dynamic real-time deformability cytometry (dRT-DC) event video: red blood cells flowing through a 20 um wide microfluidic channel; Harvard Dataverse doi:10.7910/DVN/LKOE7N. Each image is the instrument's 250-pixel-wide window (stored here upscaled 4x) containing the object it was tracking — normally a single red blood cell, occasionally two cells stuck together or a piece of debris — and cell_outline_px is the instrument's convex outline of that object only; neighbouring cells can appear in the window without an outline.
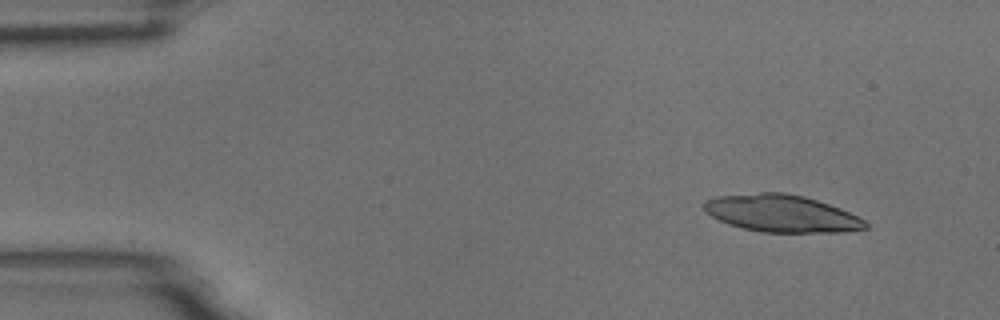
{"species": "common noctule bat (a hibernating species)", "species_latin": "Nyctalus noctula", "temperature_condition": "room temperature", "stored_images_in_passage": 10, "camera_frame_rate_fps": 3000, "um_per_image_px": 0.085, "animal": {"sex": "male", "body_mass_g": 18.8}, "frame": {"image": 1, "passage_image": 2, "time_ms": 0.333, "image_size_px": [1000, 320], "cell_outline_px": [[868, 228], [844, 232], [760, 232], [728, 224], [712, 216], [704, 208], [704, 200], [716, 196], [760, 192], [784, 192], [804, 196], [840, 208], [864, 220], [868, 224]], "centroid_in_image_um": [66.43, 18.14], "position_along_channel_um": 18.6, "area_um2": 34.85}}
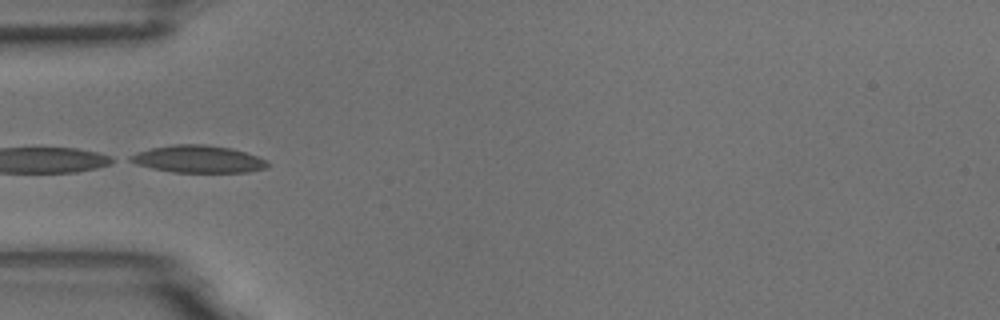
{"frame": {"image": 2, "passage_image": 6, "time_ms": 1.667, "image_size_px": [1000, 320], "cell_outline_px": [[268, 168], [248, 172], [172, 172], [152, 168], [136, 164], [128, 160], [128, 156], [136, 152], [152, 148], [176, 144], [204, 144], [232, 148], [268, 160]], "centroid_in_image_um": [16.85, 13.52], "position_along_channel_um": 68.2, "area_um2": 21.85}}
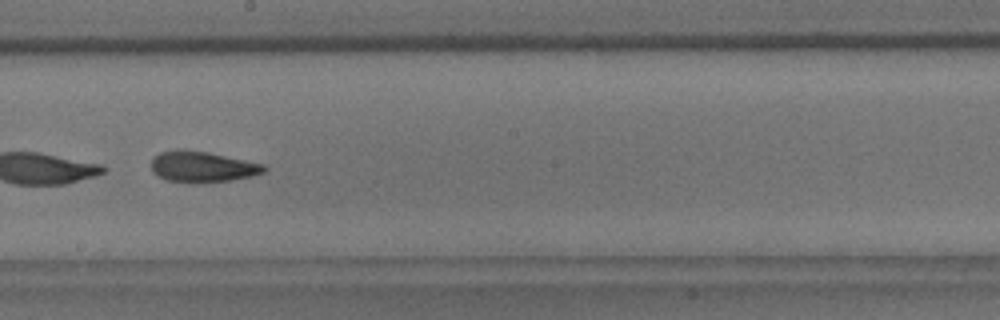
{"frame": {"image": 3, "passage_image": 10, "time_ms": 3.0, "image_size_px": [1000, 320], "cell_outline_px": [[268, 168], [264, 172], [252, 176], [228, 180], [196, 184], [192, 184], [164, 180], [152, 172], [152, 156], [160, 152], [176, 148], [184, 148], [208, 152], [264, 164]], "centroid_in_image_um": [17.14, 14.17], "position_along_channel_um": 231.1, "area_um2": 20.81}}